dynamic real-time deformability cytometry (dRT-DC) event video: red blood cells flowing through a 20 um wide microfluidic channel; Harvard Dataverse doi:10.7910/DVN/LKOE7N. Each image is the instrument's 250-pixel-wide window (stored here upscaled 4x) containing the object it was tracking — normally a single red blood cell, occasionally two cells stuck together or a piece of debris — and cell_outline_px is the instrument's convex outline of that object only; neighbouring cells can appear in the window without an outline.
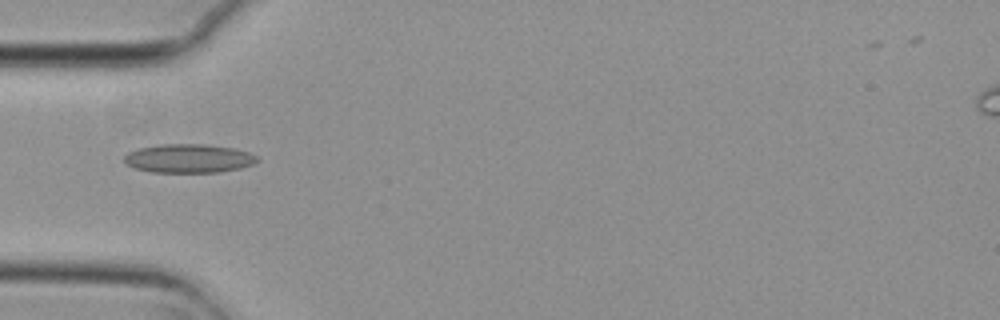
{"species": "common noctule bat (a hibernating species)", "species_latin": "Nyctalus noctula", "temperature_condition": "cold", "stored_images_in_passage": 37, "camera_frame_rate_fps": 3000, "um_per_image_px": 0.085, "animal": {"sex": "female", "body_mass_g": 29.2, "forearm_length_mm": 56.3}, "frame": {"image": 1, "passage_image": 1, "time_ms": 0.0, "image_size_px": [1000, 320], "cell_outline_px": [[260, 160], [252, 164], [240, 168], [220, 172], [152, 172], [136, 168], [124, 164], [124, 156], [128, 152], [140, 148], [160, 144], [204, 144], [232, 148], [248, 152], [256, 156]], "centroid_in_image_um": [16.02, 13.47], "position_along_channel_um": 69.0, "area_um2": 22.2}}
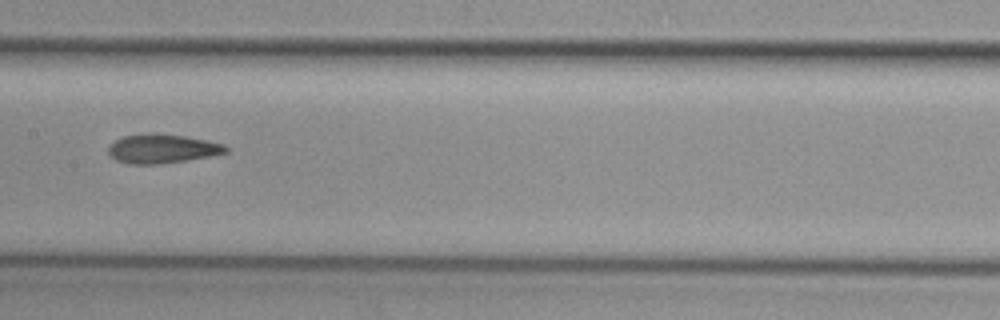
{"frame": {"image": 2, "passage_image": 11, "time_ms": 3.333, "image_size_px": [1000, 320], "cell_outline_px": [[228, 152], [188, 160], [156, 164], [128, 164], [116, 160], [108, 152], [108, 148], [116, 140], [124, 136], [184, 136], [224, 144], [228, 148]], "centroid_in_image_um": [13.81, 12.69], "position_along_channel_um": 193.6, "area_um2": 18.84}}
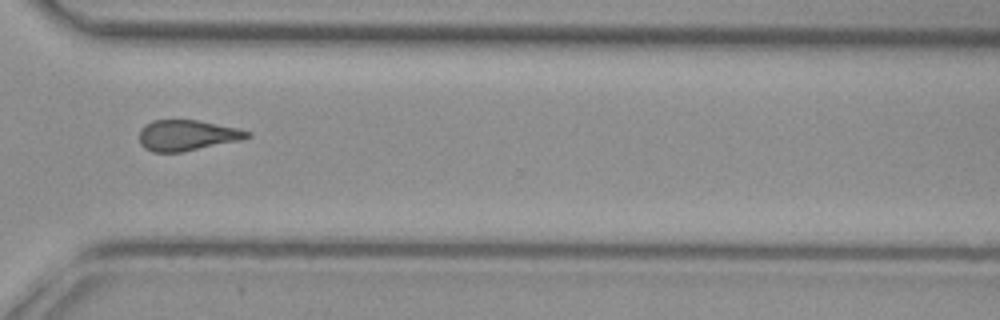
{"frame": {"image": 3, "passage_image": 24, "time_ms": 7.667, "image_size_px": [1000, 320], "cell_outline_px": [[252, 136], [244, 140], [184, 152], [152, 152], [144, 148], [140, 144], [140, 128], [144, 124], [152, 120], [196, 120], [240, 128], [252, 132]], "centroid_in_image_um": [15.95, 11.51], "position_along_channel_um": 354.7, "area_um2": 19.77}, "authors_computed_cell_mechanics": {"area_um2": 19.652, "velocity_mm_per_s": 3.7224, "shape_relaxation_time_tau1_ms": null, "shape_relaxation_time_tau2_ms": 4.2923, "deformation_change_tau1": null, "deformation_change_tau2": 0.1132}}